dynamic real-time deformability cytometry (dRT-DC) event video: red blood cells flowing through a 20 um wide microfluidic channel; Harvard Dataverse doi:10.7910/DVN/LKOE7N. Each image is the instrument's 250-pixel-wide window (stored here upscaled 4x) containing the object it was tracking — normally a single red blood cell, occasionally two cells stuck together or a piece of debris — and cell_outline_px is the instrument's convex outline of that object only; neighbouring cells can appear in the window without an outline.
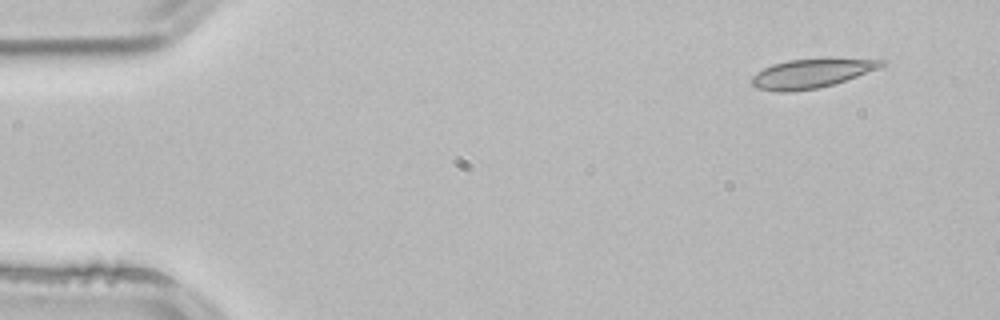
{"species": "common noctule bat (a hibernating species)", "species_latin": "Nyctalus noctula", "temperature_condition": "room temperature", "stored_images_in_passage": 3, "camera_frame_rate_fps": 3000, "um_per_image_px": 0.085, "animal": {"sex": "male", "body_mass_g": 21.5, "forearm_length_mm": 52.0}, "frame": {"image": 1, "passage_image": 1, "time_ms": 0.0, "image_size_px": [1000, 320], "cell_outline_px": [[888, 64], [880, 68], [820, 88], [792, 92], [780, 92], [756, 88], [748, 80], [756, 72], [772, 64], [788, 60], [828, 56], [888, 60]], "centroid_in_image_um": [69.02, 6.19], "position_along_channel_um": 16.0, "area_um2": 22.95}}